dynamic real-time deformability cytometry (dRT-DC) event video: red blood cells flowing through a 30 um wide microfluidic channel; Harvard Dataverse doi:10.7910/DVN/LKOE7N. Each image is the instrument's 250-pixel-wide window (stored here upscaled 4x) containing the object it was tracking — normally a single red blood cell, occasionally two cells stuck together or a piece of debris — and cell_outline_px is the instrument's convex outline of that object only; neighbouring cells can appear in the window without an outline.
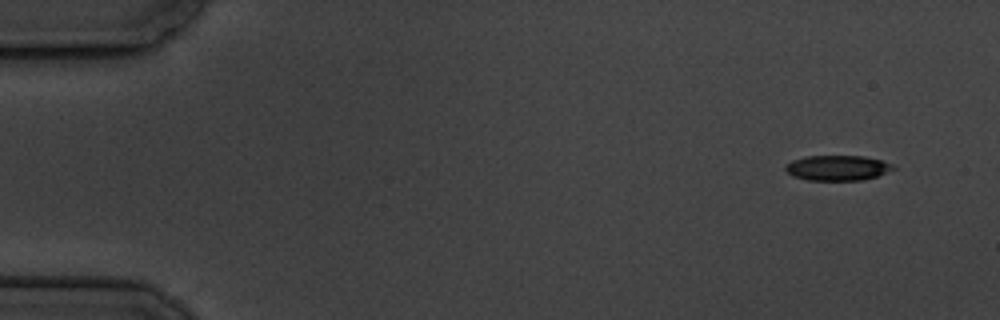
{"species": "common noctule bat (a hibernating species)", "species_latin": "Nyctalus noctula", "temperature_condition": "cold", "stored_images_in_passage": 4, "camera_frame_rate_fps": 3000, "um_per_image_px": 0.085, "animal": {"sex": "male", "body_mass_g": 19.5, "forearm_length_mm": 54.6}, "frame": {"image": 1, "passage_image": 1, "time_ms": 0.0, "image_size_px": [1000, 320], "cell_outline_px": [[896, 168], [876, 176], [860, 180], [808, 180], [792, 176], [784, 168], [792, 160], [804, 156], [864, 156], [880, 160], [892, 164]], "centroid_in_image_um": [71.16, 14.26], "position_along_channel_um": 13.8, "area_um2": 15.66}}
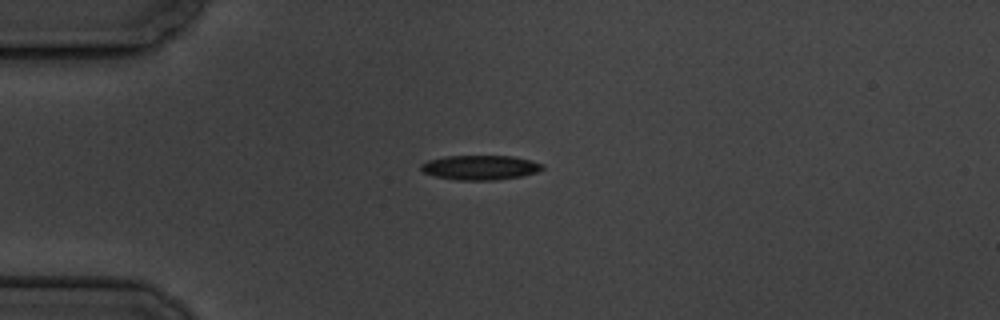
{"frame": {"image": 2, "passage_image": 4, "time_ms": 3.667, "image_size_px": [1000, 320], "cell_outline_px": [[544, 168], [536, 172], [520, 176], [496, 180], [456, 180], [436, 176], [424, 172], [420, 168], [420, 164], [428, 160], [444, 156], [512, 156], [544, 164]], "centroid_in_image_um": [40.79, 14.23], "position_along_channel_um": 44.2, "area_um2": 17.28}}